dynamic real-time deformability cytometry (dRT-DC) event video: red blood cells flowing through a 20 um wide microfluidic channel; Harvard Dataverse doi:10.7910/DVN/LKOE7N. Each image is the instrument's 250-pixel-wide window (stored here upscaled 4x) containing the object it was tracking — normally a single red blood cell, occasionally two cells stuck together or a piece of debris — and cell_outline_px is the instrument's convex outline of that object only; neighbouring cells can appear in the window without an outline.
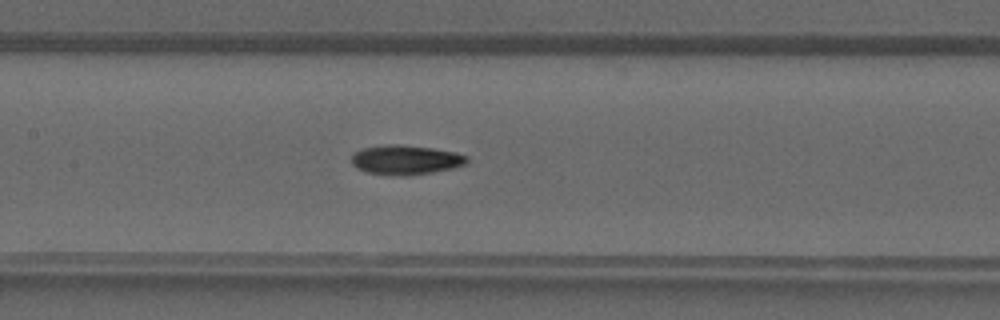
{"species": "common noctule bat (a hibernating species)", "species_latin": "Nyctalus noctula", "temperature_condition": "warm", "stored_images_in_passage": 32, "camera_frame_rate_fps": 3000, "um_per_image_px": 0.085, "animal": {"sex": "male", "forearm_length_mm": 52.5}, "frame": {"image": 1, "passage_image": 13, "time_ms": 4.0, "image_size_px": [1000, 320], "cell_outline_px": [[468, 160], [464, 164], [452, 168], [432, 172], [400, 176], [368, 172], [356, 168], [352, 164], [352, 156], [356, 152], [364, 148], [388, 144], [400, 144], [432, 148], [456, 152], [468, 156]], "centroid_in_image_um": [34.49, 13.58], "position_along_channel_um": 172.9, "area_um2": 19.59}}
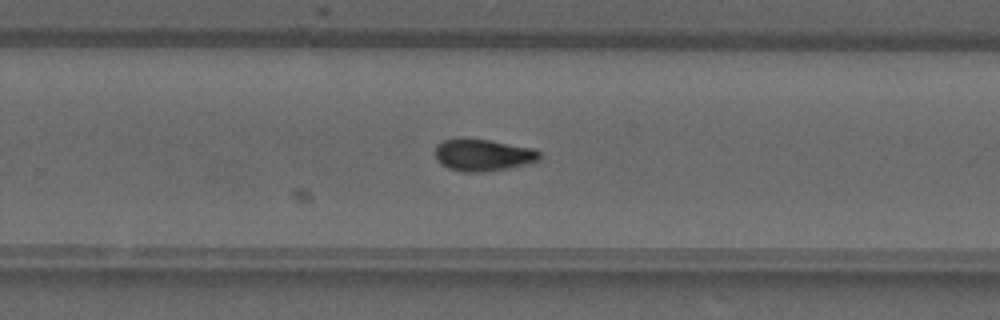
{"frame": {"image": 2, "passage_image": 20, "time_ms": 6.333, "image_size_px": [1000, 320], "cell_outline_px": [[540, 160], [532, 164], [484, 172], [460, 172], [448, 168], [436, 160], [436, 144], [444, 140], [460, 136], [464, 136], [488, 140], [532, 148], [540, 152]], "centroid_in_image_um": [41.04, 13.16], "position_along_channel_um": 288.8, "area_um2": 19.94}}
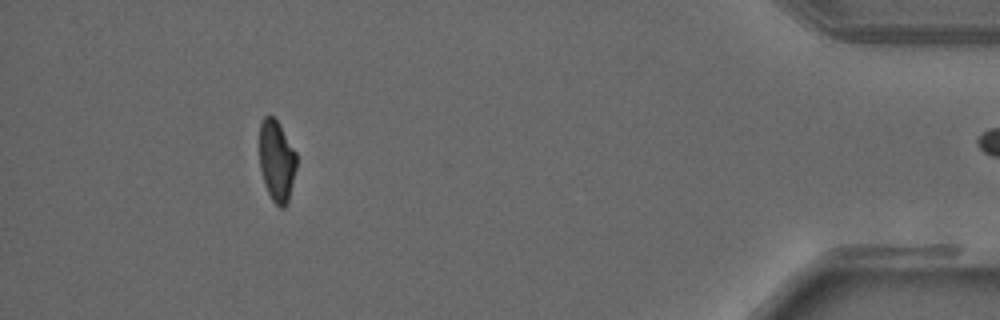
{"frame": {"image": 3, "passage_image": 31, "time_ms": 10.0, "image_size_px": [1000, 320], "cell_outline_px": [[296, 168], [288, 204], [284, 208], [280, 208], [272, 200], [264, 184], [260, 168], [260, 124], [264, 116], [272, 116], [276, 120], [296, 152]], "centroid_in_image_um": [23.52, 13.72], "position_along_channel_um": 411.7, "area_um2": 17.46}}